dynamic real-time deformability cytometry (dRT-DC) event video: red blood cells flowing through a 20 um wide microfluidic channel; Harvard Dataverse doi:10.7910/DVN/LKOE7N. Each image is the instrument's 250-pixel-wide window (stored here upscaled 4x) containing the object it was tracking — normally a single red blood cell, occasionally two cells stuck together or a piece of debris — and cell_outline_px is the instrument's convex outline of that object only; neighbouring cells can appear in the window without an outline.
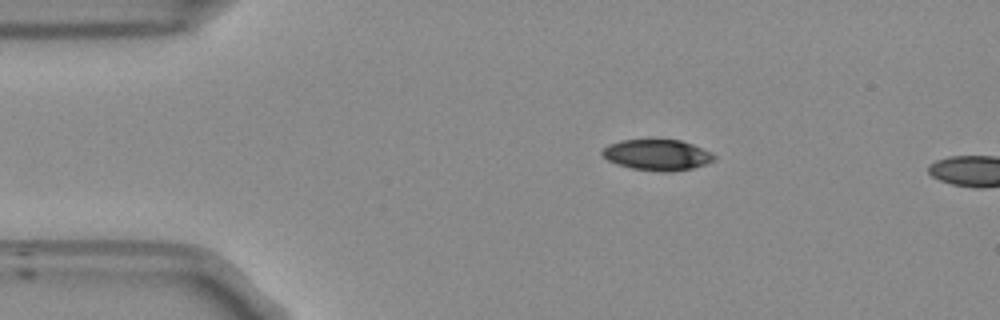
{"species": "Egyptian fruit bat (a non-hibernating species)", "species_latin": "Rousettus aegyptiacus", "temperature_condition": "room temperature", "stored_images_in_passage": 4, "camera_frame_rate_fps": 3000, "um_per_image_px": 0.085, "frame": {"image": 1, "passage_image": 1, "time_ms": 0.0, "image_size_px": [1000, 320], "cell_outline_px": [[716, 160], [692, 168], [668, 172], [664, 172], [632, 168], [616, 164], [608, 160], [600, 152], [608, 144], [620, 140], [680, 140], [692, 144], [716, 156]], "centroid_in_image_um": [55.83, 13.17], "position_along_channel_um": 29.2, "area_um2": 19.88}}